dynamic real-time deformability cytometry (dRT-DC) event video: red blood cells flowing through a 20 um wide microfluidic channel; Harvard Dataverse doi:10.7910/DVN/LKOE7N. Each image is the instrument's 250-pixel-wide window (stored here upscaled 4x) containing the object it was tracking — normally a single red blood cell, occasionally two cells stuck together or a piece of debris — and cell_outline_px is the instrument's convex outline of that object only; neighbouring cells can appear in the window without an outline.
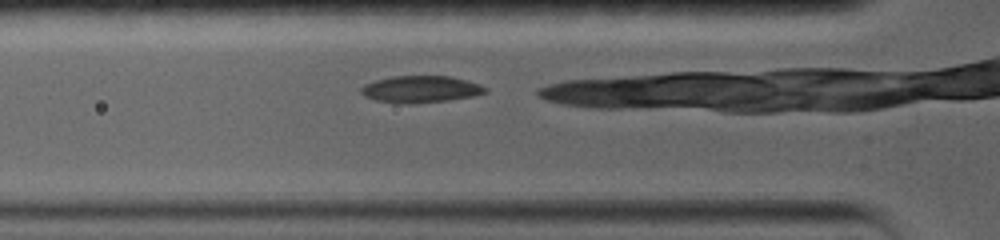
{"species": "common noctule bat (a hibernating species)", "species_latin": "Nyctalus noctula", "temperature_condition": "warm", "stored_images_in_passage": 13, "camera_frame_rate_fps": 5000, "um_per_image_px": 0.085, "animal": {"sex": "female", "body_mass_g": 19.0, "forearm_length_mm": 56.7}, "frame": {"image": 1, "passage_image": 2, "time_ms": 0.4, "image_size_px": [1000, 240], "cell_outline_px": [[488, 92], [472, 96], [448, 100], [412, 104], [404, 104], [376, 100], [364, 96], [360, 92], [360, 88], [364, 84], [376, 80], [392, 76], [452, 76], [480, 84], [488, 88]], "centroid_in_image_um": [35.76, 7.58], "position_along_channel_um": 90.0, "area_um2": 19.54}}
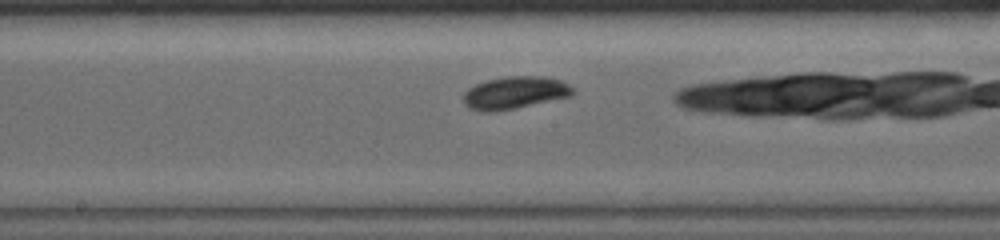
{"frame": {"image": 2, "passage_image": 9, "time_ms": 3.6, "image_size_px": [1000, 240], "cell_outline_px": [[576, 92], [572, 96], [516, 108], [496, 112], [480, 112], [468, 108], [464, 104], [464, 92], [468, 88], [476, 84], [488, 80], [508, 76], [544, 76], [560, 80], [568, 84]], "centroid_in_image_um": [43.75, 7.89], "position_along_channel_um": 204.4, "area_um2": 20.87}}
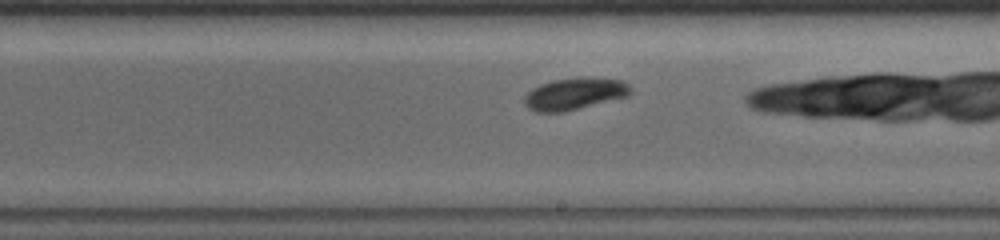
{"frame": {"image": 3, "passage_image": 11, "time_ms": 4.6, "image_size_px": [1000, 240], "cell_outline_px": [[632, 92], [628, 96], [564, 112], [536, 112], [528, 108], [524, 104], [524, 96], [532, 88], [540, 84], [552, 80], [580, 76], [592, 76], [624, 80], [632, 88]], "centroid_in_image_um": [48.86, 7.94], "position_along_channel_um": 240.1, "area_um2": 20.23}}